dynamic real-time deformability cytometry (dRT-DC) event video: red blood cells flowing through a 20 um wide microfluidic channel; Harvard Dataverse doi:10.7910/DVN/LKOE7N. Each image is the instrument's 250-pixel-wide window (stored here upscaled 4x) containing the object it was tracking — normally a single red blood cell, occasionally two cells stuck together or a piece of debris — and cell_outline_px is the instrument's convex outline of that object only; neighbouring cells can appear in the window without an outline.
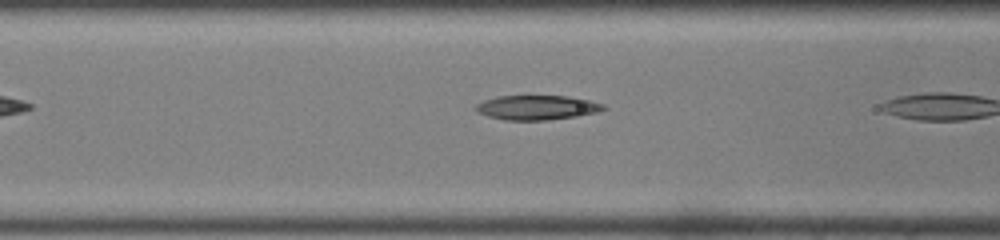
{"species": "common noctule bat (a hibernating species)", "species_latin": "Nyctalus noctula", "temperature_condition": "room temperature", "stored_images_in_passage": 22, "camera_frame_rate_fps": 3000, "um_per_image_px": 0.085, "animal": {"sex": "male", "body_mass_g": 19.0, "forearm_length_mm": 50.8}, "frame": {"image": 1, "passage_image": 4, "time_ms": 1.0, "image_size_px": [1000, 240], "cell_outline_px": [[608, 108], [596, 112], [576, 116], [544, 120], [504, 120], [488, 116], [480, 112], [476, 108], [476, 104], [484, 100], [496, 96], [564, 96], [588, 100], [604, 104]], "centroid_in_image_um": [45.64, 9.14], "position_along_channel_um": 121.0, "area_um2": 17.98}}
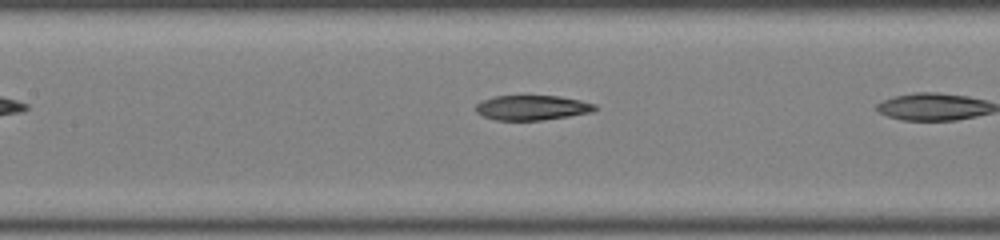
{"frame": {"image": 2, "passage_image": 7, "time_ms": 2.0, "image_size_px": [1000, 240], "cell_outline_px": [[596, 108], [592, 112], [568, 116], [540, 120], [496, 120], [484, 116], [476, 112], [476, 104], [492, 96], [560, 96], [580, 100], [596, 104]], "centroid_in_image_um": [45.22, 9.15], "position_along_channel_um": 162.2, "area_um2": 17.11}}